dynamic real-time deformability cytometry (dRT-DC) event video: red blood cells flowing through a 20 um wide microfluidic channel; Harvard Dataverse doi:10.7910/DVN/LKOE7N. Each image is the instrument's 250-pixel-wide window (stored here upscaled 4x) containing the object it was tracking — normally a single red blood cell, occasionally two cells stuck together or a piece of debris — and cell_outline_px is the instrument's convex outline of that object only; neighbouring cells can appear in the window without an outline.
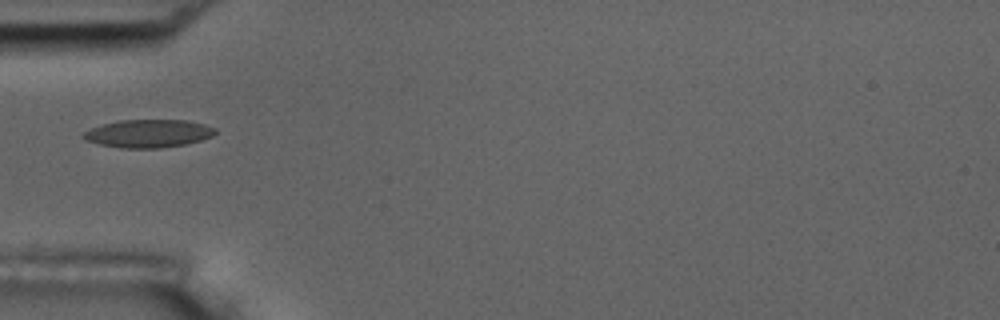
{"species": "common noctule bat (a hibernating species)", "species_latin": "Nyctalus noctula", "temperature_condition": "room temperature", "stored_images_in_passage": 1, "camera_frame_rate_fps": 3000, "um_per_image_px": 0.085, "animal": {"sex": "male", "body_mass_g": 17.5, "forearm_length_mm": 52.3}, "frame": {"image": 1, "passage_image": 1, "time_ms": 0.0, "image_size_px": [1000, 320], "cell_outline_px": [[216, 132], [212, 136], [200, 140], [184, 144], [160, 148], [120, 148], [100, 144], [84, 140], [80, 136], [84, 132], [92, 128], [116, 120], [188, 120], [204, 124], [216, 128]], "centroid_in_image_um": [12.59, 11.34], "position_along_channel_um": 72.4, "area_um2": 21.5}}